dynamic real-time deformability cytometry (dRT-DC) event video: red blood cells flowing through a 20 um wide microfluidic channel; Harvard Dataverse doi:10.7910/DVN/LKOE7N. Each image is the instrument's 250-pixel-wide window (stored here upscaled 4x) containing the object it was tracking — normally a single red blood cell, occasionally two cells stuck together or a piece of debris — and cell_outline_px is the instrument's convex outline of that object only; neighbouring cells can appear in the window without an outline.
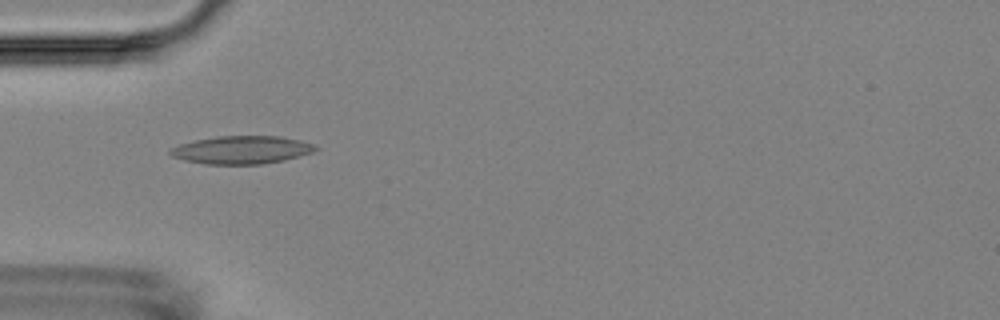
{"species": "Egyptian fruit bat (a non-hibernating species)", "species_latin": "Rousettus aegyptiacus", "temperature_condition": "room temperature", "stored_images_in_passage": 5, "camera_frame_rate_fps": 3000, "um_per_image_px": 0.085, "animal": {"sex": "female"}, "frame": {"image": 1, "passage_image": 4, "time_ms": 4.0, "image_size_px": [1000, 320], "cell_outline_px": [[320, 148], [312, 152], [284, 160], [260, 164], [204, 164], [184, 160], [172, 156], [168, 152], [172, 148], [180, 144], [196, 140], [216, 136], [280, 136], [300, 140], [316, 144]], "centroid_in_image_um": [20.56, 12.73], "position_along_channel_um": 64.4, "area_um2": 23.64}}